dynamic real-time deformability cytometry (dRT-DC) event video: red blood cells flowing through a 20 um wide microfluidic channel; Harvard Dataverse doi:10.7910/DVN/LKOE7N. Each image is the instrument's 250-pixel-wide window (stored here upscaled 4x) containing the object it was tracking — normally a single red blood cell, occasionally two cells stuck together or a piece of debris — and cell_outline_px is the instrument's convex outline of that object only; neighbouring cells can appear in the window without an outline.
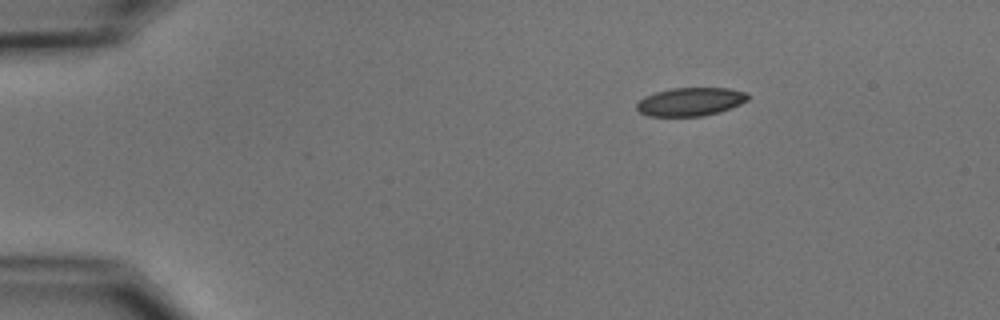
{"species": "common noctule bat (a hibernating species)", "species_latin": "Nyctalus noctula", "temperature_condition": "cold", "stored_images_in_passage": 3, "camera_frame_rate_fps": 3000, "um_per_image_px": 0.085, "animal": {"sex": "male", "body_mass_g": 15.6}, "frame": {"image": 1, "passage_image": 1, "time_ms": 0.0, "image_size_px": [1000, 320], "cell_outline_px": [[748, 100], [740, 104], [720, 112], [704, 116], [648, 116], [640, 112], [636, 108], [636, 104], [644, 96], [656, 92], [672, 88], [728, 88], [748, 92]], "centroid_in_image_um": [58.7, 8.64], "position_along_channel_um": 26.3, "area_um2": 18.44}}